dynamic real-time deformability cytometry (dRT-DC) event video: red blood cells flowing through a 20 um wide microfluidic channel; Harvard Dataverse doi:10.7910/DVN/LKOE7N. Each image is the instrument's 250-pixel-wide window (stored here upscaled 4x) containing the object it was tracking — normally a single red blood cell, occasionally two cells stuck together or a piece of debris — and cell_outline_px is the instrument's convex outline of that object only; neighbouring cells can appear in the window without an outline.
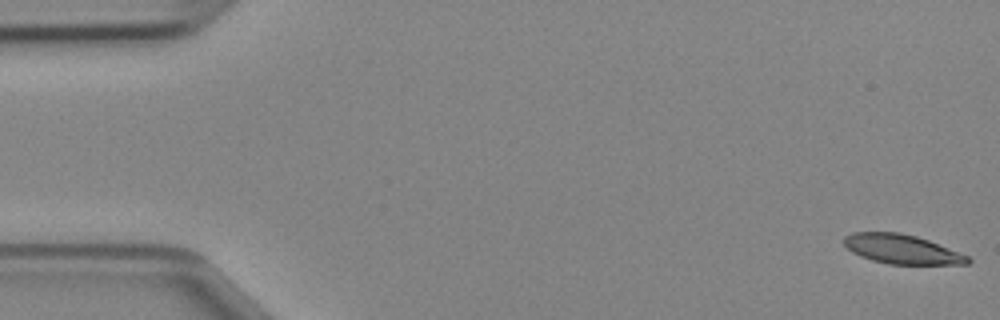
{"species": "Egyptian fruit bat (a non-hibernating species)", "species_latin": "Rousettus aegyptiacus", "temperature_condition": "cold", "stored_images_in_passage": 47, "camera_frame_rate_fps": 3000, "um_per_image_px": 0.085, "animal": {"sex": "female"}, "frame": {"image": 1, "passage_image": 1, "time_ms": 0.0, "image_size_px": [1000, 320], "cell_outline_px": [[972, 260], [968, 264], [888, 264], [872, 260], [860, 256], [852, 252], [844, 244], [844, 236], [852, 232], [900, 232], [916, 236], [928, 240], [968, 256]], "centroid_in_image_um": [76.63, 21.17], "position_along_channel_um": 8.4, "area_um2": 21.04}}
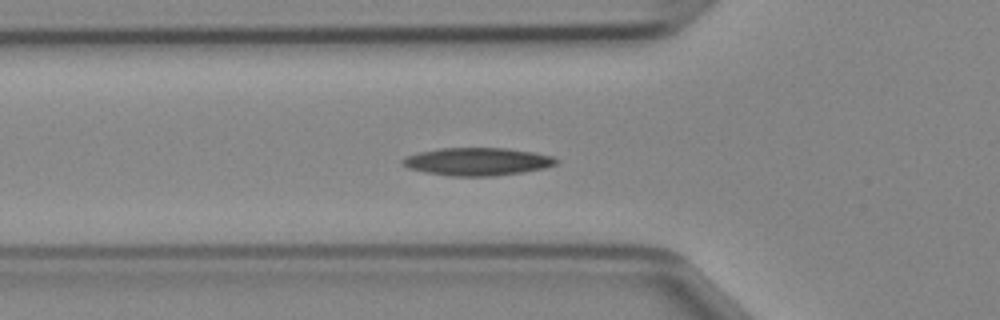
{"frame": {"image": 2, "passage_image": 16, "time_ms": 5.0, "image_size_px": [1000, 320], "cell_outline_px": [[560, 160], [556, 164], [544, 168], [524, 172], [492, 176], [452, 176], [424, 172], [408, 168], [400, 164], [400, 160], [408, 156], [420, 152], [440, 148], [508, 148], [536, 152], [552, 156]], "centroid_in_image_um": [40.59, 13.73], "position_along_channel_um": 85.2, "area_um2": 25.03}}
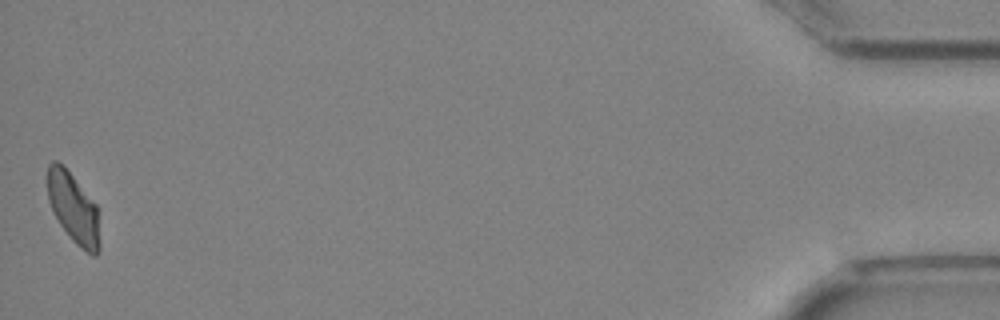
{"frame": {"image": 3, "passage_image": 47, "time_ms": 15.333, "image_size_px": [1000, 320], "cell_outline_px": [[100, 248], [96, 256], [92, 256], [80, 248], [72, 240], [60, 224], [52, 212], [48, 200], [48, 164], [52, 160], [56, 160], [64, 164], [96, 204], [100, 244]], "centroid_in_image_um": [6.23, 17.68], "position_along_channel_um": 429.0, "area_um2": 21.62}}